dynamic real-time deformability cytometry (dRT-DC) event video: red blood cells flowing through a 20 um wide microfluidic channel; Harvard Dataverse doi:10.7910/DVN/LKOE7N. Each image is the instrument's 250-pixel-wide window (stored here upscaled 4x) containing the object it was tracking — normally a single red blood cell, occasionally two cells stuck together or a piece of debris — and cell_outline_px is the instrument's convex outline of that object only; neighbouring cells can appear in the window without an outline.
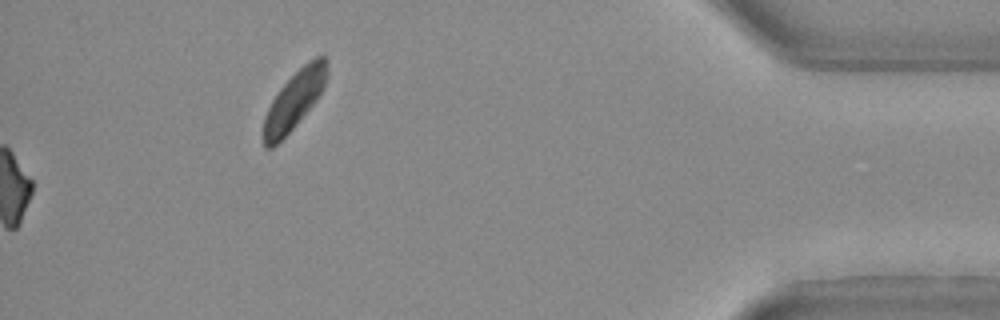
{"species": "Egyptian fruit bat (a non-hibernating species)", "species_latin": "Rousettus aegyptiacus", "temperature_condition": "warm", "stored_images_in_passage": 24, "camera_frame_rate_fps": 3000, "um_per_image_px": 0.085, "animal": {"sex": "female"}, "frame": {"image": 1, "passage_image": 24, "time_ms": 7.667, "image_size_px": [1000, 320], "cell_outline_px": [[328, 76], [324, 88], [316, 100], [292, 128], [272, 148], [264, 148], [260, 136], [264, 116], [272, 100], [280, 88], [308, 60], [316, 56], [328, 56]], "centroid_in_image_um": [25.0, 8.52], "position_along_channel_um": 410.2, "area_um2": 21.68}}